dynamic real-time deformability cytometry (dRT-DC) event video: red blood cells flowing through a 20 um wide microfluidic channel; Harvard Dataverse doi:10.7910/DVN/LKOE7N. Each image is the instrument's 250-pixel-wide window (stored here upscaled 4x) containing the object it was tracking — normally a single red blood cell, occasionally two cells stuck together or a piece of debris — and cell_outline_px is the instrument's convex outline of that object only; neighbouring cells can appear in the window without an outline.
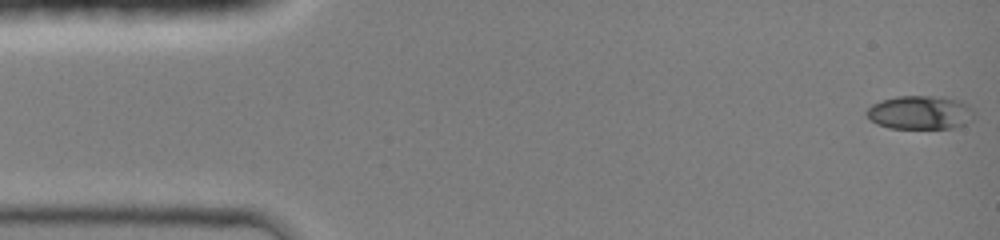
{"species": "common noctule bat (a hibernating species)", "species_latin": "Nyctalus noctula", "temperature_condition": "room temperature", "stored_images_in_passage": 26, "camera_frame_rate_fps": 3000, "um_per_image_px": 0.085, "animal": {"sex": "female", "body_mass_g": 19.0, "forearm_length_mm": 51.5}, "frame": {"image": 1, "passage_image": 1, "time_ms": 0.0, "image_size_px": [1000, 240], "cell_outline_px": [[976, 116], [972, 120], [964, 124], [952, 128], [888, 128], [876, 124], [864, 112], [872, 104], [880, 100], [896, 96], [944, 96], [960, 100], [968, 104], [976, 112]], "centroid_in_image_um": [78.25, 9.55], "position_along_channel_um": 6.8, "area_um2": 21.5}}
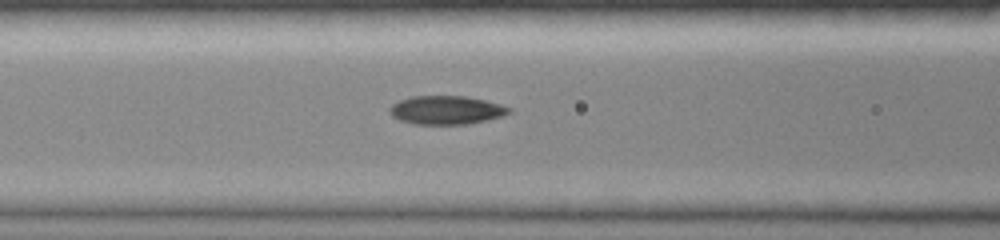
{"frame": {"image": 2, "passage_image": 16, "time_ms": 5.667, "image_size_px": [1000, 240], "cell_outline_px": [[512, 112], [500, 116], [468, 124], [412, 124], [400, 120], [392, 116], [388, 112], [388, 108], [392, 104], [400, 100], [412, 96], [464, 96], [484, 100], [500, 104], [512, 108]], "centroid_in_image_um": [37.89, 9.35], "position_along_channel_um": 128.7, "area_um2": 19.83}}
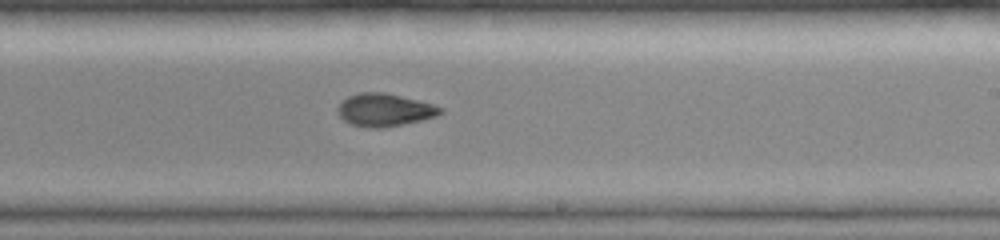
{"frame": {"image": 3, "passage_image": 25, "time_ms": 8.667, "image_size_px": [1000, 240], "cell_outline_px": [[444, 112], [436, 116], [404, 124], [380, 128], [368, 128], [352, 124], [344, 120], [336, 112], [336, 108], [348, 96], [360, 92], [384, 92], [432, 104], [444, 108]], "centroid_in_image_um": [32.67, 9.35], "position_along_channel_um": 256.3, "area_um2": 19.48}}